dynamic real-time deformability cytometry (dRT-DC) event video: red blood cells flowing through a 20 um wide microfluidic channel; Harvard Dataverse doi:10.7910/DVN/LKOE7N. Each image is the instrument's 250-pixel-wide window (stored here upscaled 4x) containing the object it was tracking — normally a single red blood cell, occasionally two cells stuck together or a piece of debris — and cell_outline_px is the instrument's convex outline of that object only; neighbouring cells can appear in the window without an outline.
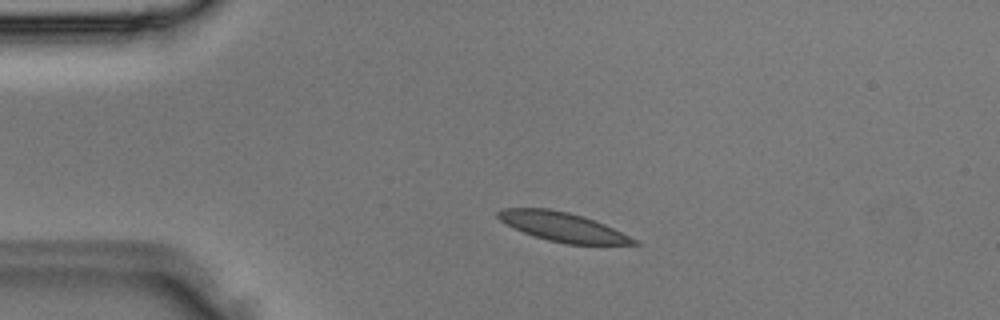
{"species": "Egyptian fruit bat (a non-hibernating species)", "species_latin": "Rousettus aegyptiacus", "temperature_condition": "room temperature", "stored_images_in_passage": 2, "camera_frame_rate_fps": 3000, "um_per_image_px": 0.085, "animal": {"sex": "male"}, "frame": {"image": 1, "passage_image": 1, "time_ms": 0.0, "image_size_px": [1000, 320], "cell_outline_px": [[640, 244], [568, 244], [548, 240], [524, 232], [500, 220], [496, 216], [496, 212], [500, 208], [548, 208], [568, 212], [604, 224], [636, 240]], "centroid_in_image_um": [47.77, 19.27], "position_along_channel_um": 37.2, "area_um2": 22.43}}